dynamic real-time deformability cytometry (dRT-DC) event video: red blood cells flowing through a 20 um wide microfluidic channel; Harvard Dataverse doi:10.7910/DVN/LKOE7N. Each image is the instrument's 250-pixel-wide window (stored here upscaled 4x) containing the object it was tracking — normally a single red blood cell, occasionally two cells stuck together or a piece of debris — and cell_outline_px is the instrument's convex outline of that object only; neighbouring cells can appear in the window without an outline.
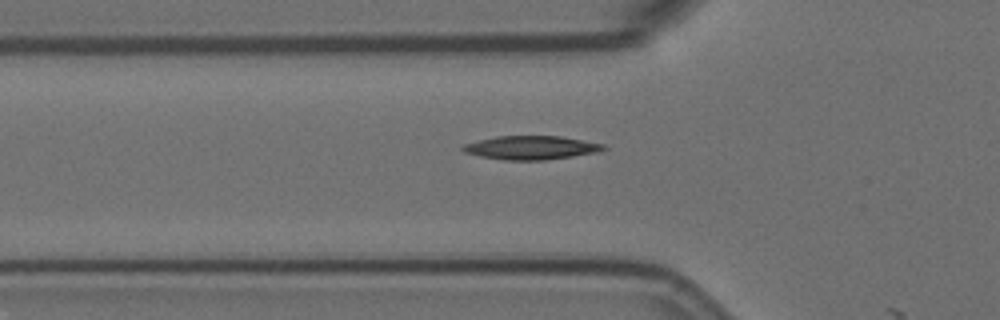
{"species": "Egyptian fruit bat (a non-hibernating species)", "species_latin": "Rousettus aegyptiacus", "temperature_condition": "room temperature", "stored_images_in_passage": 5, "camera_frame_rate_fps": 3000, "um_per_image_px": 0.085, "animal": {"sex": "female"}, "frame": {"image": 1, "passage_image": 5, "time_ms": 4.333, "image_size_px": [1000, 320], "cell_outline_px": [[608, 148], [596, 152], [572, 156], [544, 160], [504, 160], [480, 156], [464, 152], [460, 148], [464, 144], [496, 136], [560, 136], [604, 144]], "centroid_in_image_um": [45.13, 12.55], "position_along_channel_um": 80.7, "area_um2": 19.25}}